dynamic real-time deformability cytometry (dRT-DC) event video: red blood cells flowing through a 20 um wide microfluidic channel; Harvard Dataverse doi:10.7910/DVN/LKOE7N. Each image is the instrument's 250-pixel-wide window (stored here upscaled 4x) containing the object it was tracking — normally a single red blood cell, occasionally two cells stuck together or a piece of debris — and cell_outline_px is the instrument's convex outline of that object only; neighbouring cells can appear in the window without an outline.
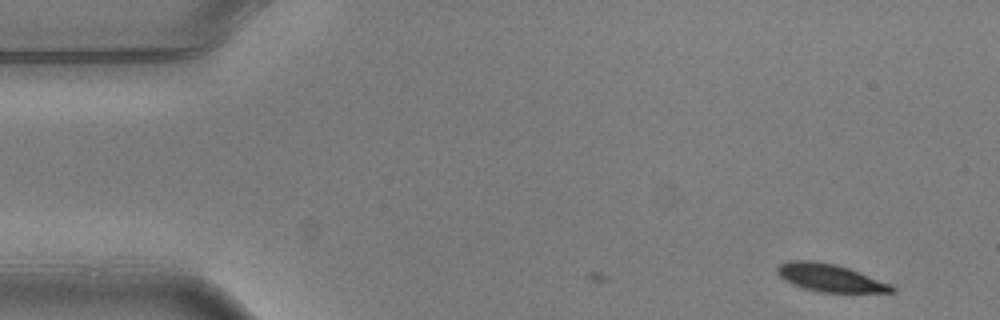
{"species": "common noctule bat (a hibernating species)", "species_latin": "Nyctalus noctula", "temperature_condition": "warm", "stored_images_in_passage": 6, "segment_of_instrument_passage": [2, 2], "camera_frame_rate_fps": 3000, "um_per_image_px": 0.085, "animal": {"sex": "male", "body_mass_g": 20.5, "forearm_length_mm": 52.5}, "frame": {"image": 1, "passage_image": 6, "time_ms": 1.667, "image_size_px": [1000, 320], "cell_outline_px": [[896, 292], [820, 292], [804, 288], [792, 284], [784, 280], [776, 272], [776, 268], [780, 264], [788, 260], [812, 260], [836, 264], [848, 268], [892, 284], [896, 288]], "centroid_in_image_um": [70.54, 23.61], "position_along_channel_um": 14.5, "area_um2": 18.5}}